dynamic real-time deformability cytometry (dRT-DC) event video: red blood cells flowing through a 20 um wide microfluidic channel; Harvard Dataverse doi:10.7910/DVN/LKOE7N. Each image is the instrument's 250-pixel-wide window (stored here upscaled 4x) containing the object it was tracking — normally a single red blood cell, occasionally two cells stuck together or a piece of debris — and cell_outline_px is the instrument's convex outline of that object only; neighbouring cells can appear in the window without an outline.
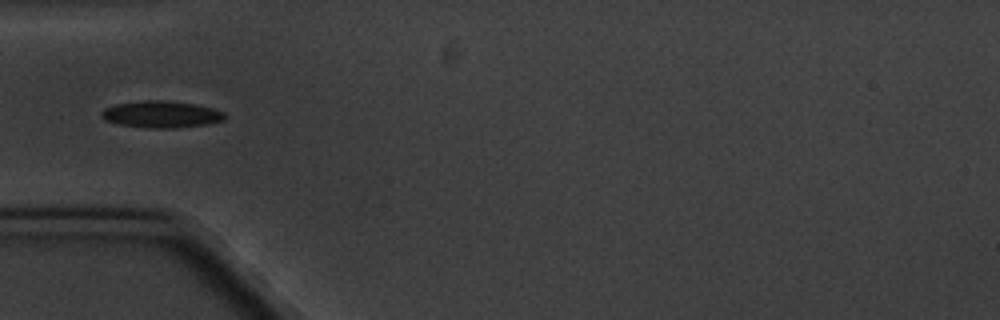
{"species": "common noctule bat (a hibernating species)", "species_latin": "Nyctalus noctula", "temperature_condition": "cold", "stored_images_in_passage": 5, "camera_frame_rate_fps": 3000, "um_per_image_px": 0.085, "animal": {"sex": "male", "body_mass_g": 20.1, "forearm_length_mm": 53.5}, "frame": {"image": 1, "passage_image": 5, "time_ms": 4.667, "image_size_px": [1000, 320], "cell_outline_px": [[224, 120], [208, 124], [176, 128], [144, 128], [120, 124], [104, 120], [100, 116], [100, 112], [104, 108], [116, 104], [144, 100], [164, 100], [192, 104], [212, 108], [224, 112]], "centroid_in_image_um": [13.67, 9.72], "position_along_channel_um": 71.3, "area_um2": 19.25}}